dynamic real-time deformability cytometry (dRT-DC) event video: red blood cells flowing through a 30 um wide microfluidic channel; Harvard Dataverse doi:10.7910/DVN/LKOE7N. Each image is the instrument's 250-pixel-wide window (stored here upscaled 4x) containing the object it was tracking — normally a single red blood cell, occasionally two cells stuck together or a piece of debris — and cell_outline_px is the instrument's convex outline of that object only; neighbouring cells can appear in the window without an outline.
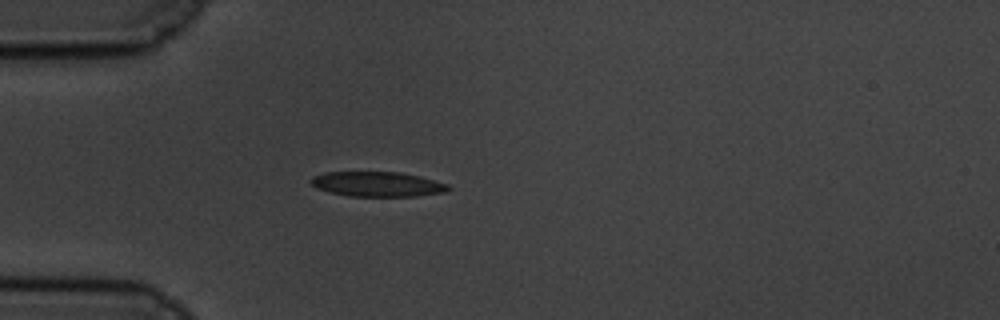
{"species": "common noctule bat (a hibernating species)", "species_latin": "Nyctalus noctula", "temperature_condition": "cold", "stored_images_in_passage": 18, "camera_frame_rate_fps": 3000, "um_per_image_px": 0.085, "animal": {"sex": "male", "body_mass_g": 19.5, "forearm_length_mm": 54.6}, "frame": {"image": 1, "passage_image": 16, "time_ms": 5.0, "image_size_px": [1000, 320], "cell_outline_px": [[452, 188], [444, 192], [416, 196], [348, 196], [316, 188], [308, 180], [312, 176], [324, 172], [400, 172], [420, 176], [448, 184]], "centroid_in_image_um": [32.07, 15.64], "position_along_channel_um": 52.9, "area_um2": 19.94}}